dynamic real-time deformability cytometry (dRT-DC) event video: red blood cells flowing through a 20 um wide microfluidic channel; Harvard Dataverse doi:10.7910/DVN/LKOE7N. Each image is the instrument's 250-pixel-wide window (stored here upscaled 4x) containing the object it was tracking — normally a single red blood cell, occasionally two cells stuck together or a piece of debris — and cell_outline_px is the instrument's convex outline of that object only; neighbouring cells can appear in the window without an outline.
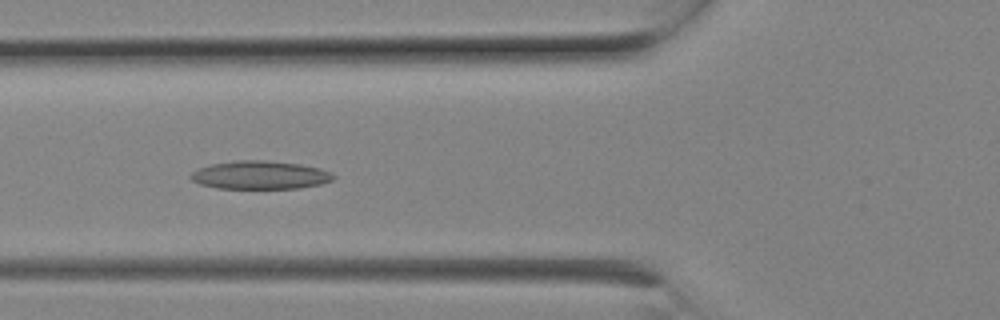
{"species": "Egyptian fruit bat (a non-hibernating species)", "species_latin": "Rousettus aegyptiacus", "temperature_condition": "room temperature", "stored_images_in_passage": 9, "camera_frame_rate_fps": 3000, "um_per_image_px": 0.085, "animal": {"sex": "female"}, "frame": {"image": 1, "passage_image": 8, "time_ms": 2.333, "image_size_px": [1000, 320], "cell_outline_px": [[332, 176], [328, 180], [316, 184], [292, 188], [224, 188], [204, 184], [196, 180], [192, 176], [204, 168], [220, 164], [292, 164], [312, 168], [324, 172]], "centroid_in_image_um": [22.12, 14.96], "position_along_channel_um": 103.7, "area_um2": 19.88}}
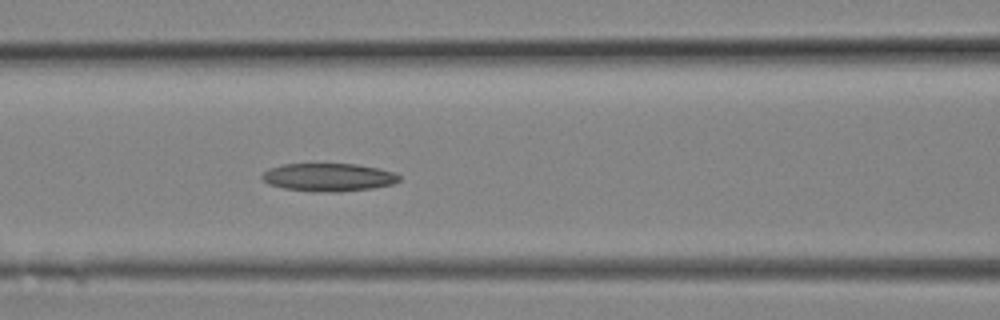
{"frame": {"image": 2, "passage_image": 9, "time_ms": 2.667, "image_size_px": [1000, 320], "cell_outline_px": [[400, 176], [396, 180], [388, 184], [364, 188], [288, 188], [272, 184], [264, 176], [268, 172], [276, 168], [288, 164], [348, 164], [372, 168], [388, 172]], "centroid_in_image_um": [27.94, 15.0], "position_along_channel_um": 138.7, "area_um2": 19.19}}